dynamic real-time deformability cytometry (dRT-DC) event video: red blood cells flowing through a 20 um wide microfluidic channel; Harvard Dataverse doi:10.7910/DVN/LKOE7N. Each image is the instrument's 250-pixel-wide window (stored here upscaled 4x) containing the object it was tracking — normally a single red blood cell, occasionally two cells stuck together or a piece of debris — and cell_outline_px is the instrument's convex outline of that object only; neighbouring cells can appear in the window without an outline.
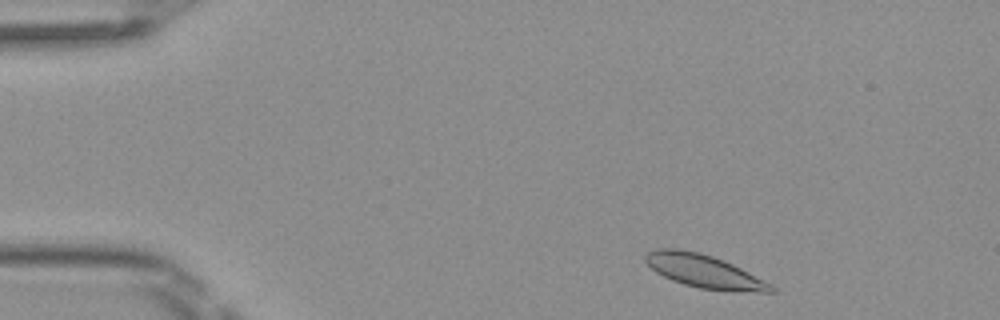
{"species": "Egyptian fruit bat (a non-hibernating species)", "species_latin": "Rousettus aegyptiacus", "temperature_condition": "room temperature", "stored_images_in_passage": 45, "camera_frame_rate_fps": 3000, "um_per_image_px": 0.085, "frame": {"image": 1, "passage_image": 2, "time_ms": 0.333, "image_size_px": [1000, 320], "cell_outline_px": [[776, 292], [732, 292], [700, 288], [684, 284], [672, 280], [656, 272], [644, 260], [644, 256], [648, 252], [656, 248], [676, 248], [700, 252], [724, 260], [772, 284], [776, 288]], "centroid_in_image_um": [59.87, 23.06], "position_along_channel_um": 25.1, "area_um2": 24.39}}
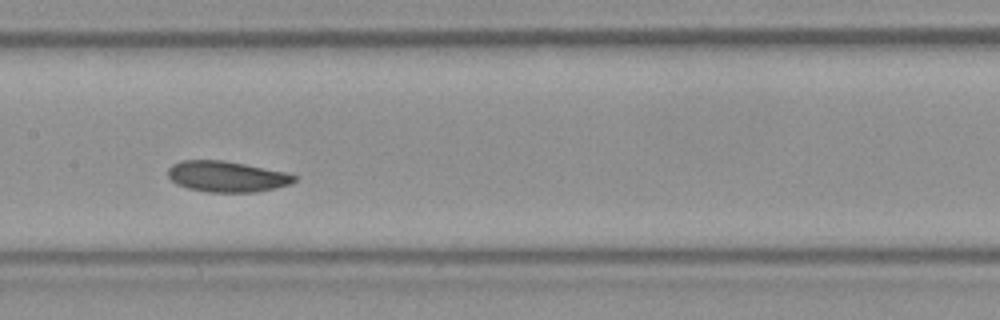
{"frame": {"image": 2, "passage_image": 20, "time_ms": 6.333, "image_size_px": [1000, 320], "cell_outline_px": [[296, 180], [288, 184], [276, 188], [256, 192], [208, 192], [188, 188], [176, 184], [168, 176], [168, 168], [172, 164], [180, 160], [224, 160], [284, 172], [296, 176]], "centroid_in_image_um": [19.23, 15.0], "position_along_channel_um": 188.2, "area_um2": 22.6}}
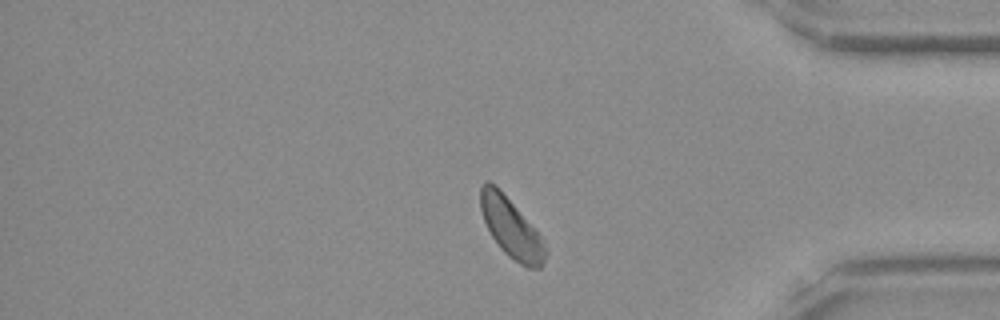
{"frame": {"image": 3, "passage_image": 37, "time_ms": 12.0, "image_size_px": [1000, 320], "cell_outline_px": [[548, 252], [540, 268], [528, 268], [520, 264], [508, 256], [500, 248], [492, 236], [484, 220], [480, 208], [480, 184], [488, 180], [496, 184], [500, 188], [540, 236]], "centroid_in_image_um": [43.42, 19.35], "position_along_channel_um": 391.8, "area_um2": 22.31}, "authors_computed_cell_mechanics": {"area_um2": 22.9466, "velocity_mm_per_s": 3.9955, "shape_relaxation_time_tau1_ms": 2.3561, "shape_relaxation_time_tau2_ms": null, "deformation_change_tau1": 0.0715, "deformation_change_tau2": null}}